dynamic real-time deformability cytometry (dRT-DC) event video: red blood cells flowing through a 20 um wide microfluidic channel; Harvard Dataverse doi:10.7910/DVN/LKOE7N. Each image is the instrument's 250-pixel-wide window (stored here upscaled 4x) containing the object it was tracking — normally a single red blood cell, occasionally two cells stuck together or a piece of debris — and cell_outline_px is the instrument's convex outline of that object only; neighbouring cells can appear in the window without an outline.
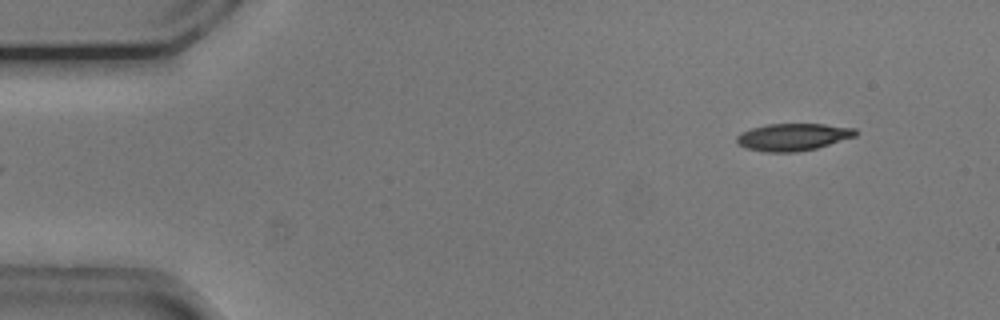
{"species": "common noctule bat (a hibernating species)", "species_latin": "Nyctalus noctula", "temperature_condition": "cold", "stored_images_in_passage": 49, "camera_frame_rate_fps": 3000, "um_per_image_px": 0.085, "animal": {"sex": "male", "body_mass_g": 20.5, "forearm_length_mm": 52.5}, "frame": {"image": 1, "passage_image": 1, "time_ms": 0.0, "image_size_px": [1000, 320], "cell_outline_px": [[860, 132], [856, 136], [816, 148], [796, 152], [764, 152], [748, 148], [736, 144], [736, 136], [740, 132], [752, 128], [768, 124], [824, 124], [856, 128]], "centroid_in_image_um": [67.41, 11.64], "position_along_channel_um": 17.6, "area_um2": 18.96}}
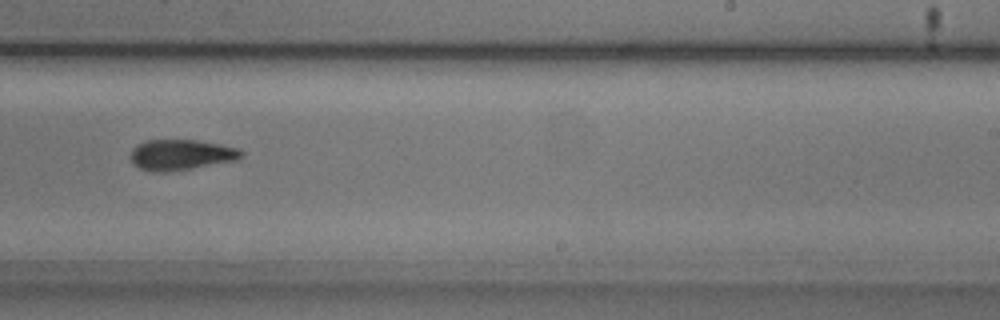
{"frame": {"image": 2, "passage_image": 29, "time_ms": 9.333, "image_size_px": [1000, 320], "cell_outline_px": [[244, 156], [236, 160], [192, 168], [168, 172], [152, 172], [140, 168], [132, 164], [132, 148], [148, 140], [196, 140], [220, 144], [236, 148], [244, 152]], "centroid_in_image_um": [15.4, 13.16], "position_along_channel_um": 273.6, "area_um2": 19.59}}
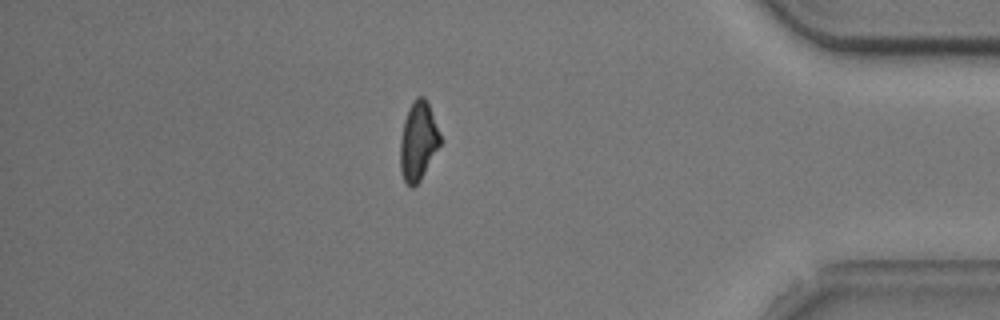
{"frame": {"image": 3, "passage_image": 42, "time_ms": 13.667, "image_size_px": [1000, 320], "cell_outline_px": [[444, 140], [420, 180], [412, 188], [404, 180], [400, 168], [400, 140], [404, 120], [408, 108], [412, 100], [416, 96], [424, 96], [428, 104]], "centroid_in_image_um": [35.57, 11.97], "position_along_channel_um": 399.6, "area_um2": 18.61}, "authors_computed_cell_mechanics": {"area_um2": 19.652, "velocity_mm_per_s": 3.7373, "shape_relaxation_time_tau1_ms": 2.466, "shape_relaxation_time_tau2_ms": 5.219, "deformation_change_tau1": 0.1374, "deformation_change_tau2": 0.1266}}